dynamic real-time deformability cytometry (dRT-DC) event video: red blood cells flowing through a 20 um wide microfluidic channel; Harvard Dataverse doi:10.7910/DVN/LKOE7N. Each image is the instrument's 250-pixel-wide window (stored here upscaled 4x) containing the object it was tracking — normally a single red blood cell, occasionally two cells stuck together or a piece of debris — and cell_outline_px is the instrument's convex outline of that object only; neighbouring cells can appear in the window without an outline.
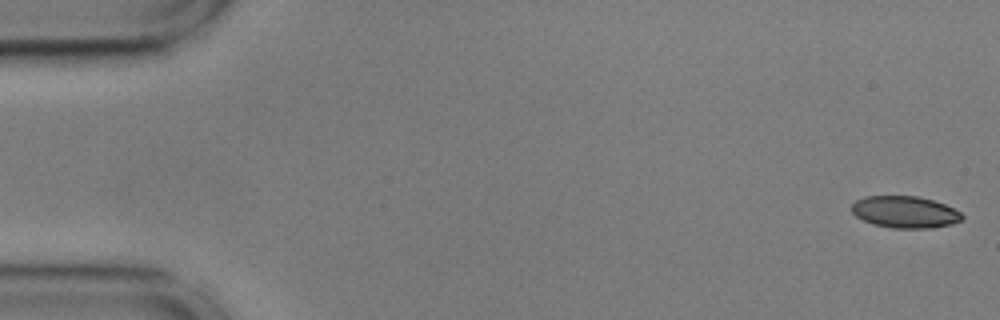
{"species": "common noctule bat (a hibernating species)", "species_latin": "Nyctalus noctula", "temperature_condition": "cold", "stored_images_in_passage": 34, "camera_frame_rate_fps": 3000, "um_per_image_px": 0.085, "animal": {"sex": "male", "body_mass_g": 17.9, "forearm_length_mm": 54.2}, "frame": {"image": 1, "passage_image": 1, "time_ms": 0.0, "image_size_px": [1000, 320], "cell_outline_px": [[964, 216], [960, 220], [952, 224], [932, 228], [892, 228], [872, 224], [856, 216], [852, 212], [852, 204], [856, 200], [864, 196], [920, 196], [944, 204], [960, 212]], "centroid_in_image_um": [76.91, 18.02], "position_along_channel_um": 8.1, "area_um2": 20.46}}
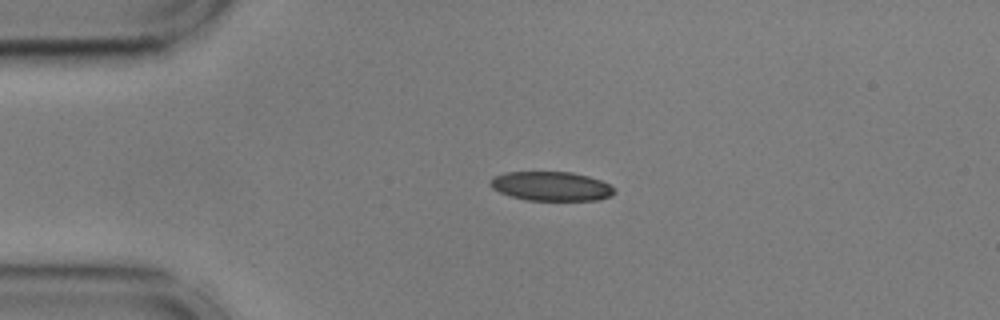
{"frame": {"image": 2, "passage_image": 12, "time_ms": 3.667, "image_size_px": [1000, 320], "cell_outline_px": [[616, 192], [612, 196], [600, 200], [528, 200], [512, 196], [500, 192], [492, 188], [488, 184], [488, 180], [504, 172], [572, 172], [588, 176], [600, 180], [616, 188]], "centroid_in_image_um": [46.87, 15.83], "position_along_channel_um": 38.1, "area_um2": 21.21}}
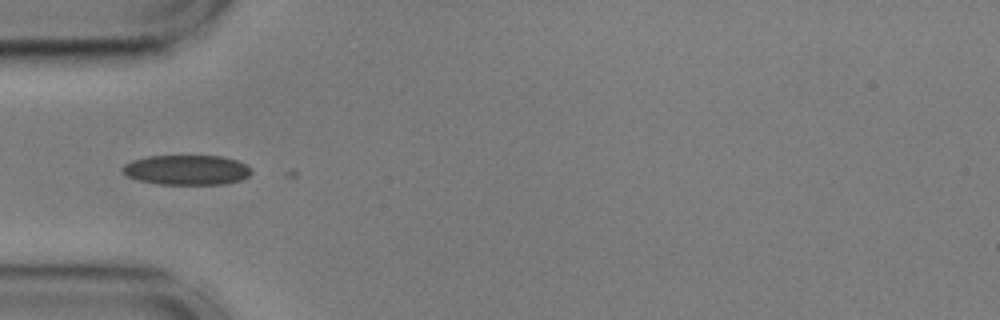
{"frame": {"image": 3, "passage_image": 17, "time_ms": 5.333, "image_size_px": [1000, 320], "cell_outline_px": [[252, 172], [248, 176], [240, 180], [224, 184], [156, 184], [140, 180], [128, 176], [120, 168], [124, 164], [132, 160], [148, 156], [220, 156], [236, 160], [248, 164], [252, 168]], "centroid_in_image_um": [15.89, 14.44], "position_along_channel_um": 69.1, "area_um2": 22.48}}